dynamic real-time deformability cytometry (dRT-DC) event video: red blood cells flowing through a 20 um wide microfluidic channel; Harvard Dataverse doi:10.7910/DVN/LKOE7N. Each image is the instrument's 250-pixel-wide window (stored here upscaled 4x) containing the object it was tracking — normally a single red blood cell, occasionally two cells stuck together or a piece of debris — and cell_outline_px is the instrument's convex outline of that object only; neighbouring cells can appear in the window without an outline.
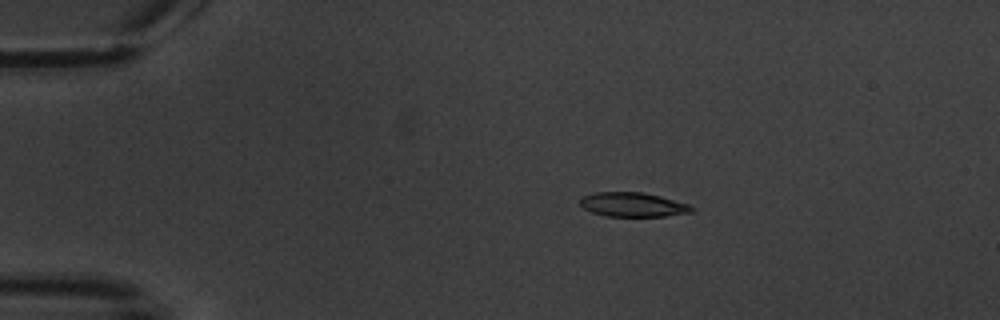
{"species": "common noctule bat (a hibernating species)", "species_latin": "Nyctalus noctula", "temperature_condition": "warm", "stored_images_in_passage": 5, "camera_frame_rate_fps": 3000, "um_per_image_px": 0.085, "animal": {"sex": "male", "body_mass_g": 20.1, "forearm_length_mm": 53.5}, "frame": {"image": 1, "passage_image": 3, "time_ms": 2.333, "image_size_px": [1000, 320], "cell_outline_px": [[696, 208], [692, 212], [664, 216], [604, 216], [592, 212], [584, 208], [580, 204], [580, 196], [596, 192], [640, 192], [660, 196], [688, 204]], "centroid_in_image_um": [53.77, 17.39], "position_along_channel_um": 31.2, "area_um2": 15.78}}
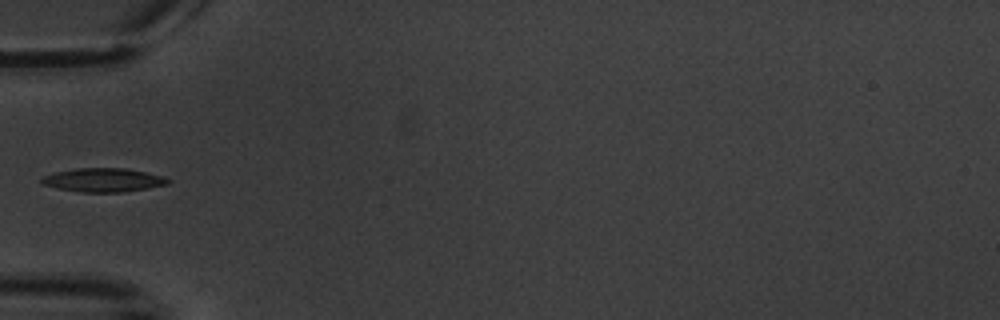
{"frame": {"image": 2, "passage_image": 5, "time_ms": 5.333, "image_size_px": [1000, 320], "cell_outline_px": [[172, 180], [168, 184], [148, 188], [124, 192], [80, 192], [60, 188], [44, 184], [40, 180], [44, 176], [56, 172], [76, 168], [124, 168], [144, 172], [160, 176]], "centroid_in_image_um": [8.8, 15.3], "position_along_channel_um": 76.2, "area_um2": 17.17}}